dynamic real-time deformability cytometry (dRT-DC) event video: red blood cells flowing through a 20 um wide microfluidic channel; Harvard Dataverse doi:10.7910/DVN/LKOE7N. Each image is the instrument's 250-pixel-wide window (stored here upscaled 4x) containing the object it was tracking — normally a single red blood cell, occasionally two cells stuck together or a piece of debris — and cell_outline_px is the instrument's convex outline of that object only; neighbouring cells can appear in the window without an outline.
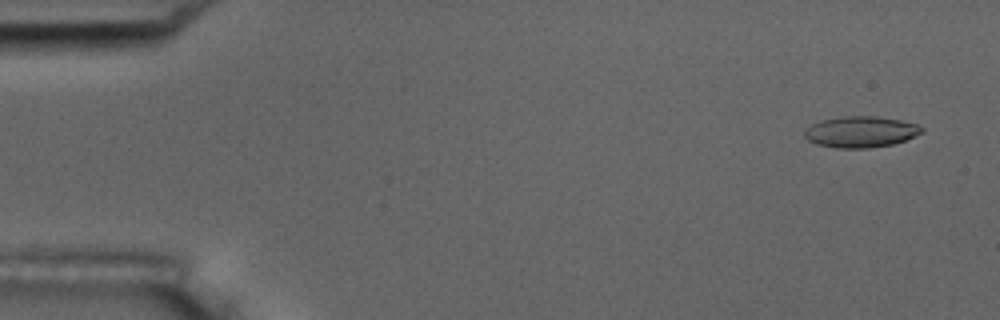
{"species": "common noctule bat (a hibernating species)", "species_latin": "Nyctalus noctula", "temperature_condition": "room temperature", "stored_images_in_passage": 6, "camera_frame_rate_fps": 3000, "um_per_image_px": 0.085, "animal": {"sex": "male", "body_mass_g": 17.5, "forearm_length_mm": 52.3}, "frame": {"image": 1, "passage_image": 1, "time_ms": 0.0, "image_size_px": [1000, 320], "cell_outline_px": [[924, 132], [904, 140], [892, 144], [868, 148], [836, 148], [816, 144], [808, 140], [804, 136], [804, 132], [812, 124], [820, 120], [844, 116], [876, 116], [900, 120], [920, 124], [924, 128]], "centroid_in_image_um": [73.18, 11.2], "position_along_channel_um": 11.8, "area_um2": 21.33}}
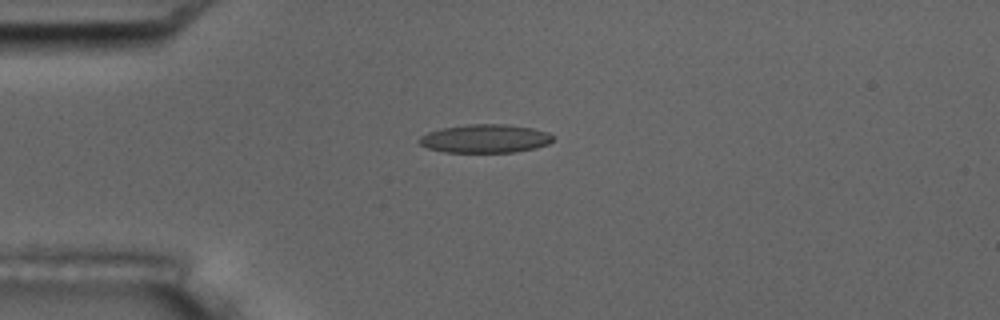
{"frame": {"image": 2, "passage_image": 4, "time_ms": 3.667, "image_size_px": [1000, 320], "cell_outline_px": [[556, 136], [548, 144], [536, 148], [512, 152], [444, 152], [428, 148], [420, 144], [416, 140], [420, 136], [428, 132], [440, 128], [468, 124], [508, 124], [532, 128], [548, 132]], "centroid_in_image_um": [41.23, 11.77], "position_along_channel_um": 43.8, "area_um2": 22.37}}